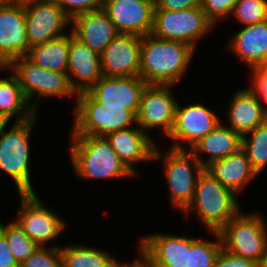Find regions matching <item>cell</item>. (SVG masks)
I'll return each instance as SVG.
<instances>
[{
    "label": "cell",
    "instance_id": "9a60e30c",
    "mask_svg": "<svg viewBox=\"0 0 267 267\" xmlns=\"http://www.w3.org/2000/svg\"><path fill=\"white\" fill-rule=\"evenodd\" d=\"M102 9L119 34H151L155 0H104Z\"/></svg>",
    "mask_w": 267,
    "mask_h": 267
},
{
    "label": "cell",
    "instance_id": "b9f144b4",
    "mask_svg": "<svg viewBox=\"0 0 267 267\" xmlns=\"http://www.w3.org/2000/svg\"><path fill=\"white\" fill-rule=\"evenodd\" d=\"M257 68L267 76V58Z\"/></svg>",
    "mask_w": 267,
    "mask_h": 267
},
{
    "label": "cell",
    "instance_id": "cb8c5ba5",
    "mask_svg": "<svg viewBox=\"0 0 267 267\" xmlns=\"http://www.w3.org/2000/svg\"><path fill=\"white\" fill-rule=\"evenodd\" d=\"M222 185L232 190L236 195L250 183L257 173L253 170L247 153L240 148L221 160L209 164L206 168Z\"/></svg>",
    "mask_w": 267,
    "mask_h": 267
},
{
    "label": "cell",
    "instance_id": "e0dca14e",
    "mask_svg": "<svg viewBox=\"0 0 267 267\" xmlns=\"http://www.w3.org/2000/svg\"><path fill=\"white\" fill-rule=\"evenodd\" d=\"M100 56L103 76H140L141 36L118 34Z\"/></svg>",
    "mask_w": 267,
    "mask_h": 267
},
{
    "label": "cell",
    "instance_id": "484cf974",
    "mask_svg": "<svg viewBox=\"0 0 267 267\" xmlns=\"http://www.w3.org/2000/svg\"><path fill=\"white\" fill-rule=\"evenodd\" d=\"M7 76L0 78V115L8 121L15 117V122L32 119L37 111L29 104L17 76L12 72Z\"/></svg>",
    "mask_w": 267,
    "mask_h": 267
},
{
    "label": "cell",
    "instance_id": "44dd1931",
    "mask_svg": "<svg viewBox=\"0 0 267 267\" xmlns=\"http://www.w3.org/2000/svg\"><path fill=\"white\" fill-rule=\"evenodd\" d=\"M71 25L74 37L99 54L119 34L103 9L76 15Z\"/></svg>",
    "mask_w": 267,
    "mask_h": 267
},
{
    "label": "cell",
    "instance_id": "4dcf8cb0",
    "mask_svg": "<svg viewBox=\"0 0 267 267\" xmlns=\"http://www.w3.org/2000/svg\"><path fill=\"white\" fill-rule=\"evenodd\" d=\"M0 231L5 235L9 249L19 265L39 247L36 242L30 239L15 220L6 225L0 221Z\"/></svg>",
    "mask_w": 267,
    "mask_h": 267
},
{
    "label": "cell",
    "instance_id": "d6986e66",
    "mask_svg": "<svg viewBox=\"0 0 267 267\" xmlns=\"http://www.w3.org/2000/svg\"><path fill=\"white\" fill-rule=\"evenodd\" d=\"M67 76L76 94L87 91L103 76L100 54L74 36L68 51Z\"/></svg>",
    "mask_w": 267,
    "mask_h": 267
},
{
    "label": "cell",
    "instance_id": "f35d334b",
    "mask_svg": "<svg viewBox=\"0 0 267 267\" xmlns=\"http://www.w3.org/2000/svg\"><path fill=\"white\" fill-rule=\"evenodd\" d=\"M0 267H20L9 249L5 235L0 231Z\"/></svg>",
    "mask_w": 267,
    "mask_h": 267
},
{
    "label": "cell",
    "instance_id": "7a4b0ae2",
    "mask_svg": "<svg viewBox=\"0 0 267 267\" xmlns=\"http://www.w3.org/2000/svg\"><path fill=\"white\" fill-rule=\"evenodd\" d=\"M69 154L75 174L81 179L132 178L105 137L71 136Z\"/></svg>",
    "mask_w": 267,
    "mask_h": 267
},
{
    "label": "cell",
    "instance_id": "7c38bea8",
    "mask_svg": "<svg viewBox=\"0 0 267 267\" xmlns=\"http://www.w3.org/2000/svg\"><path fill=\"white\" fill-rule=\"evenodd\" d=\"M173 85L147 84L143 90L136 124L145 132L161 128L169 136L175 123L177 99Z\"/></svg>",
    "mask_w": 267,
    "mask_h": 267
},
{
    "label": "cell",
    "instance_id": "7dc6e473",
    "mask_svg": "<svg viewBox=\"0 0 267 267\" xmlns=\"http://www.w3.org/2000/svg\"><path fill=\"white\" fill-rule=\"evenodd\" d=\"M5 69H8V67L7 66H1L0 65V70H5Z\"/></svg>",
    "mask_w": 267,
    "mask_h": 267
},
{
    "label": "cell",
    "instance_id": "5bb4252c",
    "mask_svg": "<svg viewBox=\"0 0 267 267\" xmlns=\"http://www.w3.org/2000/svg\"><path fill=\"white\" fill-rule=\"evenodd\" d=\"M222 121L215 112L201 104H191L176 108L175 123L168 137L172 139V149L185 150L182 143L190 148L211 132ZM181 141V143H179Z\"/></svg>",
    "mask_w": 267,
    "mask_h": 267
},
{
    "label": "cell",
    "instance_id": "7bdbcfd3",
    "mask_svg": "<svg viewBox=\"0 0 267 267\" xmlns=\"http://www.w3.org/2000/svg\"><path fill=\"white\" fill-rule=\"evenodd\" d=\"M259 267H267V245L264 255L262 256L261 262L258 264Z\"/></svg>",
    "mask_w": 267,
    "mask_h": 267
},
{
    "label": "cell",
    "instance_id": "4fadbf2b",
    "mask_svg": "<svg viewBox=\"0 0 267 267\" xmlns=\"http://www.w3.org/2000/svg\"><path fill=\"white\" fill-rule=\"evenodd\" d=\"M147 83L140 76L105 77L86 92L105 109H127L138 113L143 90Z\"/></svg>",
    "mask_w": 267,
    "mask_h": 267
},
{
    "label": "cell",
    "instance_id": "9c48e42d",
    "mask_svg": "<svg viewBox=\"0 0 267 267\" xmlns=\"http://www.w3.org/2000/svg\"><path fill=\"white\" fill-rule=\"evenodd\" d=\"M214 27L201 7L186 10L154 9L151 35L181 41L195 49L198 40Z\"/></svg>",
    "mask_w": 267,
    "mask_h": 267
},
{
    "label": "cell",
    "instance_id": "e575fe53",
    "mask_svg": "<svg viewBox=\"0 0 267 267\" xmlns=\"http://www.w3.org/2000/svg\"><path fill=\"white\" fill-rule=\"evenodd\" d=\"M63 11L72 19L76 15L103 8L104 0H56Z\"/></svg>",
    "mask_w": 267,
    "mask_h": 267
},
{
    "label": "cell",
    "instance_id": "f1b7e54d",
    "mask_svg": "<svg viewBox=\"0 0 267 267\" xmlns=\"http://www.w3.org/2000/svg\"><path fill=\"white\" fill-rule=\"evenodd\" d=\"M212 234L216 241L188 237L187 267H215L217 256L223 248L218 231H212Z\"/></svg>",
    "mask_w": 267,
    "mask_h": 267
},
{
    "label": "cell",
    "instance_id": "30bf717a",
    "mask_svg": "<svg viewBox=\"0 0 267 267\" xmlns=\"http://www.w3.org/2000/svg\"><path fill=\"white\" fill-rule=\"evenodd\" d=\"M29 47L62 37L71 18L56 0H31L24 3Z\"/></svg>",
    "mask_w": 267,
    "mask_h": 267
},
{
    "label": "cell",
    "instance_id": "4316f807",
    "mask_svg": "<svg viewBox=\"0 0 267 267\" xmlns=\"http://www.w3.org/2000/svg\"><path fill=\"white\" fill-rule=\"evenodd\" d=\"M30 47L27 58L37 66L51 71L67 73L68 51L73 33Z\"/></svg>",
    "mask_w": 267,
    "mask_h": 267
},
{
    "label": "cell",
    "instance_id": "2e32d148",
    "mask_svg": "<svg viewBox=\"0 0 267 267\" xmlns=\"http://www.w3.org/2000/svg\"><path fill=\"white\" fill-rule=\"evenodd\" d=\"M29 49L24 3L0 6V65L8 67L27 56Z\"/></svg>",
    "mask_w": 267,
    "mask_h": 267
},
{
    "label": "cell",
    "instance_id": "277c9868",
    "mask_svg": "<svg viewBox=\"0 0 267 267\" xmlns=\"http://www.w3.org/2000/svg\"><path fill=\"white\" fill-rule=\"evenodd\" d=\"M36 117L24 122H14L0 136V169L13 179L19 194L36 193L29 172V139Z\"/></svg>",
    "mask_w": 267,
    "mask_h": 267
},
{
    "label": "cell",
    "instance_id": "8d00e7d4",
    "mask_svg": "<svg viewBox=\"0 0 267 267\" xmlns=\"http://www.w3.org/2000/svg\"><path fill=\"white\" fill-rule=\"evenodd\" d=\"M215 267H259L258 263L251 259L236 256L225 249L218 254Z\"/></svg>",
    "mask_w": 267,
    "mask_h": 267
},
{
    "label": "cell",
    "instance_id": "d4e9b609",
    "mask_svg": "<svg viewBox=\"0 0 267 267\" xmlns=\"http://www.w3.org/2000/svg\"><path fill=\"white\" fill-rule=\"evenodd\" d=\"M242 147V137L230 127L218 124L211 132L189 148L195 158L206 168L214 161L221 160ZM207 153V159L200 154Z\"/></svg>",
    "mask_w": 267,
    "mask_h": 267
},
{
    "label": "cell",
    "instance_id": "ee69618b",
    "mask_svg": "<svg viewBox=\"0 0 267 267\" xmlns=\"http://www.w3.org/2000/svg\"><path fill=\"white\" fill-rule=\"evenodd\" d=\"M16 0H0V6H7L15 3Z\"/></svg>",
    "mask_w": 267,
    "mask_h": 267
},
{
    "label": "cell",
    "instance_id": "74e56055",
    "mask_svg": "<svg viewBox=\"0 0 267 267\" xmlns=\"http://www.w3.org/2000/svg\"><path fill=\"white\" fill-rule=\"evenodd\" d=\"M201 7V0H155V9L186 10Z\"/></svg>",
    "mask_w": 267,
    "mask_h": 267
},
{
    "label": "cell",
    "instance_id": "5b68a950",
    "mask_svg": "<svg viewBox=\"0 0 267 267\" xmlns=\"http://www.w3.org/2000/svg\"><path fill=\"white\" fill-rule=\"evenodd\" d=\"M162 155L164 172L169 187L168 199L174 208L183 212L191 203L197 179L205 168L188 149L170 148L161 154L156 146L153 160H159Z\"/></svg>",
    "mask_w": 267,
    "mask_h": 267
},
{
    "label": "cell",
    "instance_id": "ab89813d",
    "mask_svg": "<svg viewBox=\"0 0 267 267\" xmlns=\"http://www.w3.org/2000/svg\"><path fill=\"white\" fill-rule=\"evenodd\" d=\"M141 257L140 259H134V261H132L137 267H156L148 262L142 255Z\"/></svg>",
    "mask_w": 267,
    "mask_h": 267
},
{
    "label": "cell",
    "instance_id": "ba28073f",
    "mask_svg": "<svg viewBox=\"0 0 267 267\" xmlns=\"http://www.w3.org/2000/svg\"><path fill=\"white\" fill-rule=\"evenodd\" d=\"M8 69L13 70L12 72L17 76L21 89L35 111L41 98L77 95L70 86L67 73L37 66L26 56L14 60ZM33 97L36 98V102Z\"/></svg>",
    "mask_w": 267,
    "mask_h": 267
},
{
    "label": "cell",
    "instance_id": "f6af8a7d",
    "mask_svg": "<svg viewBox=\"0 0 267 267\" xmlns=\"http://www.w3.org/2000/svg\"><path fill=\"white\" fill-rule=\"evenodd\" d=\"M121 267H137L133 262L132 263H128V265H127V263L125 264V263H121Z\"/></svg>",
    "mask_w": 267,
    "mask_h": 267
},
{
    "label": "cell",
    "instance_id": "83f0119b",
    "mask_svg": "<svg viewBox=\"0 0 267 267\" xmlns=\"http://www.w3.org/2000/svg\"><path fill=\"white\" fill-rule=\"evenodd\" d=\"M62 267H118L121 263L107 251L84 245L60 248Z\"/></svg>",
    "mask_w": 267,
    "mask_h": 267
},
{
    "label": "cell",
    "instance_id": "ffe728a7",
    "mask_svg": "<svg viewBox=\"0 0 267 267\" xmlns=\"http://www.w3.org/2000/svg\"><path fill=\"white\" fill-rule=\"evenodd\" d=\"M105 138L125 166L135 175L138 174L134 168L137 162L153 161L156 142L137 124L136 128L130 126L114 131L107 134Z\"/></svg>",
    "mask_w": 267,
    "mask_h": 267
},
{
    "label": "cell",
    "instance_id": "836d02e7",
    "mask_svg": "<svg viewBox=\"0 0 267 267\" xmlns=\"http://www.w3.org/2000/svg\"><path fill=\"white\" fill-rule=\"evenodd\" d=\"M238 0H201V8L207 18L214 24L218 20L227 18Z\"/></svg>",
    "mask_w": 267,
    "mask_h": 267
},
{
    "label": "cell",
    "instance_id": "7402d4cb",
    "mask_svg": "<svg viewBox=\"0 0 267 267\" xmlns=\"http://www.w3.org/2000/svg\"><path fill=\"white\" fill-rule=\"evenodd\" d=\"M262 105L247 87L236 91L228 107L227 126L241 137L251 132L267 121Z\"/></svg>",
    "mask_w": 267,
    "mask_h": 267
},
{
    "label": "cell",
    "instance_id": "d590c367",
    "mask_svg": "<svg viewBox=\"0 0 267 267\" xmlns=\"http://www.w3.org/2000/svg\"><path fill=\"white\" fill-rule=\"evenodd\" d=\"M252 69V84L248 86V89L257 97L258 101L264 105H262L265 115L267 116V76H265L258 68H250ZM261 99V100H260Z\"/></svg>",
    "mask_w": 267,
    "mask_h": 267
},
{
    "label": "cell",
    "instance_id": "f546056e",
    "mask_svg": "<svg viewBox=\"0 0 267 267\" xmlns=\"http://www.w3.org/2000/svg\"><path fill=\"white\" fill-rule=\"evenodd\" d=\"M241 148L247 153L253 170L261 174L267 166V121L242 136Z\"/></svg>",
    "mask_w": 267,
    "mask_h": 267
},
{
    "label": "cell",
    "instance_id": "60d3db41",
    "mask_svg": "<svg viewBox=\"0 0 267 267\" xmlns=\"http://www.w3.org/2000/svg\"><path fill=\"white\" fill-rule=\"evenodd\" d=\"M9 121L2 115H0V136L2 135L3 130H5Z\"/></svg>",
    "mask_w": 267,
    "mask_h": 267
},
{
    "label": "cell",
    "instance_id": "1f68e13d",
    "mask_svg": "<svg viewBox=\"0 0 267 267\" xmlns=\"http://www.w3.org/2000/svg\"><path fill=\"white\" fill-rule=\"evenodd\" d=\"M231 14L244 26L267 20V0H238Z\"/></svg>",
    "mask_w": 267,
    "mask_h": 267
},
{
    "label": "cell",
    "instance_id": "6da1fadb",
    "mask_svg": "<svg viewBox=\"0 0 267 267\" xmlns=\"http://www.w3.org/2000/svg\"><path fill=\"white\" fill-rule=\"evenodd\" d=\"M194 52L181 41L141 36L140 77L147 84L175 85L186 73Z\"/></svg>",
    "mask_w": 267,
    "mask_h": 267
},
{
    "label": "cell",
    "instance_id": "52a82bcc",
    "mask_svg": "<svg viewBox=\"0 0 267 267\" xmlns=\"http://www.w3.org/2000/svg\"><path fill=\"white\" fill-rule=\"evenodd\" d=\"M75 121L71 136H98L136 124V116L127 109H105L86 91L76 95Z\"/></svg>",
    "mask_w": 267,
    "mask_h": 267
},
{
    "label": "cell",
    "instance_id": "8fae6325",
    "mask_svg": "<svg viewBox=\"0 0 267 267\" xmlns=\"http://www.w3.org/2000/svg\"><path fill=\"white\" fill-rule=\"evenodd\" d=\"M20 195V209L15 221L39 246L57 239L65 230V222L58 214L45 207L36 193Z\"/></svg>",
    "mask_w": 267,
    "mask_h": 267
},
{
    "label": "cell",
    "instance_id": "ac0fdd59",
    "mask_svg": "<svg viewBox=\"0 0 267 267\" xmlns=\"http://www.w3.org/2000/svg\"><path fill=\"white\" fill-rule=\"evenodd\" d=\"M140 254L156 267H187L188 237L154 233L139 240Z\"/></svg>",
    "mask_w": 267,
    "mask_h": 267
},
{
    "label": "cell",
    "instance_id": "bcb514c9",
    "mask_svg": "<svg viewBox=\"0 0 267 267\" xmlns=\"http://www.w3.org/2000/svg\"><path fill=\"white\" fill-rule=\"evenodd\" d=\"M27 1H31V0H16V2H21V3H25Z\"/></svg>",
    "mask_w": 267,
    "mask_h": 267
},
{
    "label": "cell",
    "instance_id": "d6a6232c",
    "mask_svg": "<svg viewBox=\"0 0 267 267\" xmlns=\"http://www.w3.org/2000/svg\"><path fill=\"white\" fill-rule=\"evenodd\" d=\"M20 267H62L60 246H39L36 251L25 259Z\"/></svg>",
    "mask_w": 267,
    "mask_h": 267
},
{
    "label": "cell",
    "instance_id": "3957f363",
    "mask_svg": "<svg viewBox=\"0 0 267 267\" xmlns=\"http://www.w3.org/2000/svg\"><path fill=\"white\" fill-rule=\"evenodd\" d=\"M236 196L204 169L197 179L193 199L183 213L188 216L195 210L205 227L211 232L219 231L240 211Z\"/></svg>",
    "mask_w": 267,
    "mask_h": 267
},
{
    "label": "cell",
    "instance_id": "8992f818",
    "mask_svg": "<svg viewBox=\"0 0 267 267\" xmlns=\"http://www.w3.org/2000/svg\"><path fill=\"white\" fill-rule=\"evenodd\" d=\"M222 248L236 256L260 263L267 245V226L263 216L241 210L218 231Z\"/></svg>",
    "mask_w": 267,
    "mask_h": 267
},
{
    "label": "cell",
    "instance_id": "603a6c76",
    "mask_svg": "<svg viewBox=\"0 0 267 267\" xmlns=\"http://www.w3.org/2000/svg\"><path fill=\"white\" fill-rule=\"evenodd\" d=\"M227 47L249 68H257L267 58V20L244 26Z\"/></svg>",
    "mask_w": 267,
    "mask_h": 267
}]
</instances>
